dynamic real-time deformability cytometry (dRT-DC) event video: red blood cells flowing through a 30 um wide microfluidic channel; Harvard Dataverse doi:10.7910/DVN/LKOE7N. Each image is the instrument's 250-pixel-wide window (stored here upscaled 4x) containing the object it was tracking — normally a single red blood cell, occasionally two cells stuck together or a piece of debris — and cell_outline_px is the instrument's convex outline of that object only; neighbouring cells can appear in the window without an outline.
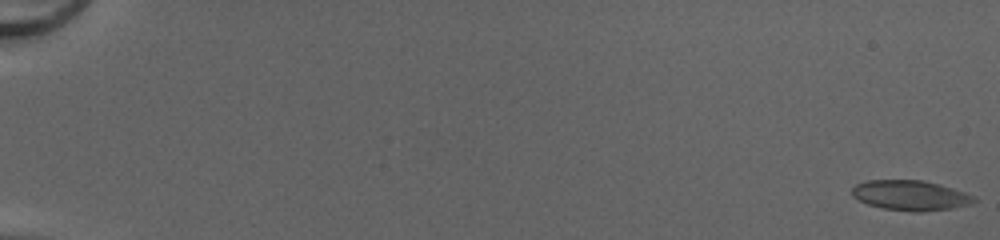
{"species": "common noctule bat (a hibernating species)", "species_latin": "Nyctalus noctula", "temperature_condition": "cold", "stored_images_in_passage": 52, "camera_frame_rate_fps": 3000, "um_per_image_px": 0.085, "animal": {"sex": "female", "body_mass_g": 20.0, "forearm_length_mm": 54.0}, "frame": {"image": 1, "passage_image": 1, "time_ms": 0.0, "image_size_px": [1000, 240], "cell_outline_px": [[976, 200], [968, 204], [952, 208], [920, 212], [916, 212], [884, 208], [868, 204], [852, 196], [852, 188], [856, 184], [868, 180], [924, 180], [952, 188], [976, 196]], "centroid_in_image_um": [77.38, 16.6], "position_along_channel_um": 7.6, "area_um2": 21.15}}
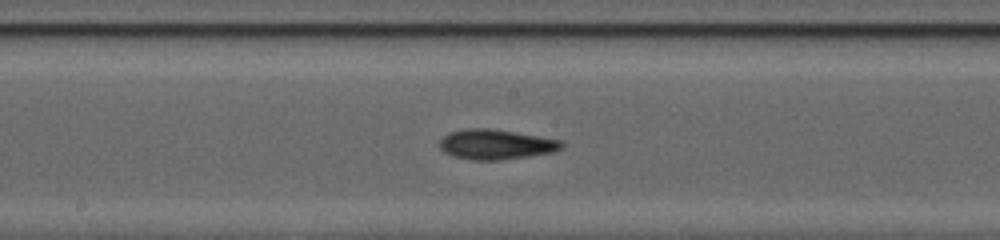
{"frame": {"image": 2, "passage_image": 30, "time_ms": 9.667, "image_size_px": [1000, 240], "cell_outline_px": [[564, 148], [556, 152], [500, 160], [472, 160], [452, 156], [444, 152], [440, 148], [440, 140], [448, 132], [468, 128], [492, 128], [560, 140], [564, 144]], "centroid_in_image_um": [42.16, 12.28], "position_along_channel_um": 206.0, "area_um2": 21.44}}
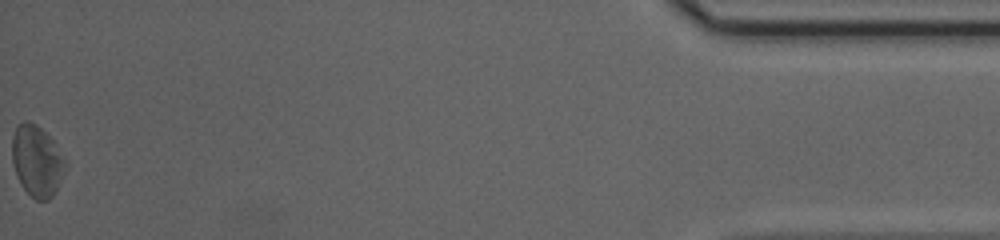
{"frame": {"image": 3, "passage_image": 52, "time_ms": 17.0, "image_size_px": [1000, 240], "cell_outline_px": [[68, 164], [52, 196], [48, 200], [36, 200], [20, 184], [12, 164], [12, 136], [16, 128], [24, 120], [28, 120], [36, 124], [52, 140]], "centroid_in_image_um": [3.12, 13.67], "position_along_channel_um": 432.1, "area_um2": 21.79}, "authors_computed_cell_mechanics": {"area_um2": 20.7502, "velocity_mm_per_s": 4.2101, "shape_relaxation_time_tau1_ms": 5.1905, "shape_relaxation_time_tau2_ms": 3.2611, "deformation_change_tau1": 0.1256, "deformation_change_tau2": 0.1201}}